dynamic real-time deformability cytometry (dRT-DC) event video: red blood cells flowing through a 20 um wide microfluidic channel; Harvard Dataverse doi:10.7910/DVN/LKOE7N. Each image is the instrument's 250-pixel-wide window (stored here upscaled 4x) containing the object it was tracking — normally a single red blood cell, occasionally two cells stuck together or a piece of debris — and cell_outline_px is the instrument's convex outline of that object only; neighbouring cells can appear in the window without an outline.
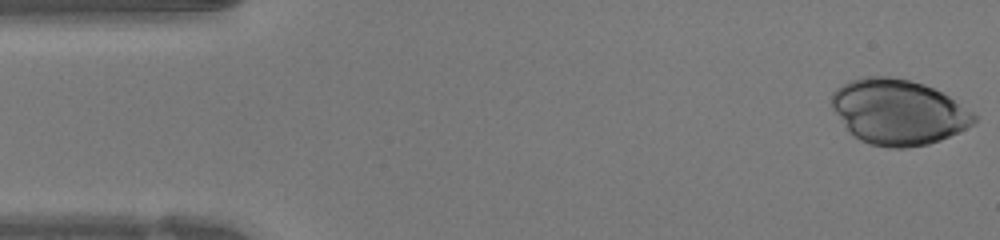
{"species": "human", "species_latin": "Homo sapiens", "temperature_condition": "warm", "stored_images_in_passage": 46, "camera_frame_rate_fps": 3000, "um_per_image_px": 0.085, "donor": {"sex": "female"}, "frame": {"image": 1, "passage_image": 1, "time_ms": 0.0, "image_size_px": [1000, 240], "cell_outline_px": [[976, 120], [972, 124], [940, 140], [928, 144], [908, 148], [888, 148], [868, 144], [852, 136], [848, 132], [832, 108], [832, 92], [836, 88], [852, 80], [864, 76], [888, 76], [908, 80], [924, 84], [948, 96], [972, 112], [976, 116]], "centroid_in_image_um": [76.3, 9.53], "position_along_channel_um": 8.7, "area_um2": 53.93}}
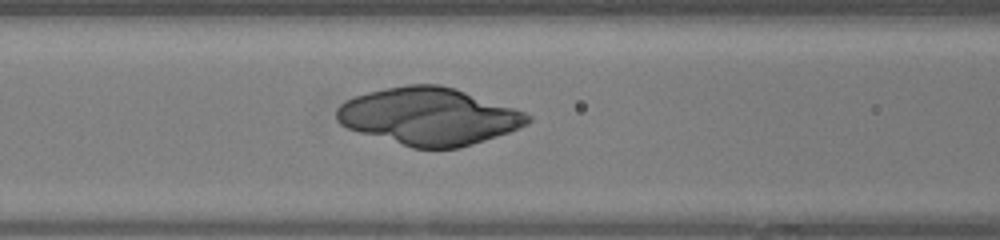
{"frame": {"image": 2, "passage_image": 18, "time_ms": 5.667, "image_size_px": [1000, 240], "cell_outline_px": [[532, 120], [528, 124], [520, 128], [460, 148], [412, 148], [360, 132], [348, 128], [340, 124], [336, 120], [336, 108], [344, 100], [368, 92], [384, 88], [408, 84], [440, 84], [524, 112], [532, 116]], "centroid_in_image_um": [36.42, 9.89], "position_along_channel_um": 130.2, "area_um2": 63.18}}
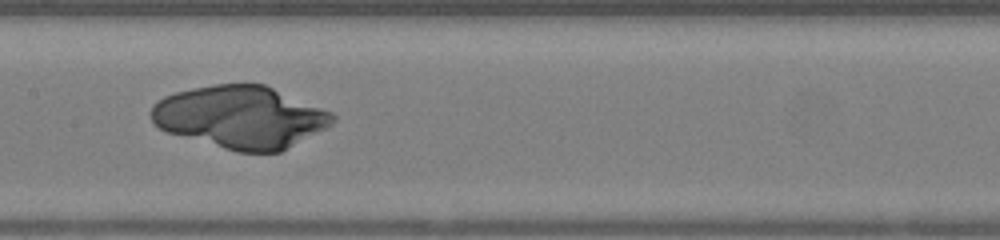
{"frame": {"image": 3, "passage_image": 22, "time_ms": 7.0, "image_size_px": [1000, 240], "cell_outline_px": [[336, 120], [332, 124], [280, 152], [236, 152], [168, 132], [160, 128], [152, 120], [148, 112], [152, 104], [164, 96], [176, 92], [192, 88], [212, 84], [264, 84], [332, 112], [336, 116]], "centroid_in_image_um": [20.41, 9.95], "position_along_channel_um": 187.0, "area_um2": 65.72}}